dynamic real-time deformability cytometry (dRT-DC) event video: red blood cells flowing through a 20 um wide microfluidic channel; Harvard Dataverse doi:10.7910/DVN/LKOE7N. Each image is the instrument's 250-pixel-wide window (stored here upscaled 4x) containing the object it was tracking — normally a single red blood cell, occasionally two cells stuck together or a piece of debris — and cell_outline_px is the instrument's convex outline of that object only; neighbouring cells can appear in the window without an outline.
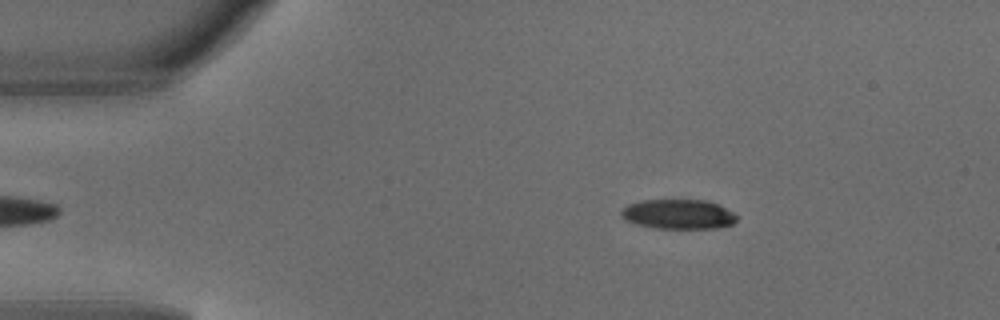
{"species": "common noctule bat (a hibernating species)", "species_latin": "Nyctalus noctula", "temperature_condition": "warm", "stored_images_in_passage": 4, "camera_frame_rate_fps": 3000, "um_per_image_px": 0.085, "animal": {"sex": "male", "body_mass_g": 18.8}, "frame": {"image": 1, "passage_image": 4, "time_ms": 1.0, "image_size_px": [1000, 320], "cell_outline_px": [[736, 220], [732, 224], [716, 228], [652, 228], [636, 224], [624, 220], [620, 216], [620, 212], [628, 204], [640, 200], [708, 200], [720, 204], [732, 212], [736, 216]], "centroid_in_image_um": [57.63, 18.2], "position_along_channel_um": 27.4, "area_um2": 20.11}}